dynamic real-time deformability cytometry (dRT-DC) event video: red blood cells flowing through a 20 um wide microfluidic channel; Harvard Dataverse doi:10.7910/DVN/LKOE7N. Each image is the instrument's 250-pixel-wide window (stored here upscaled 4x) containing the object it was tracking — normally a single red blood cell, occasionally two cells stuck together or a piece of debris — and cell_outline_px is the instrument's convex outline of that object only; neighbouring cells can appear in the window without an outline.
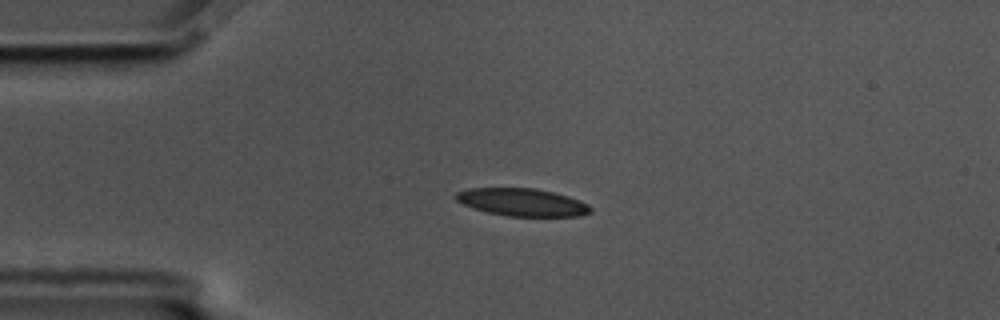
{"species": "common noctule bat (a hibernating species)", "species_latin": "Nyctalus noctula", "temperature_condition": "cold", "stored_images_in_passage": 45, "camera_frame_rate_fps": 3000, "um_per_image_px": 0.085, "animal": {"sex": "male", "body_mass_g": 17.5, "forearm_length_mm": 52.3}, "frame": {"image": 1, "passage_image": 1, "time_ms": 0.0, "image_size_px": [1000, 320], "cell_outline_px": [[592, 212], [580, 216], [508, 216], [488, 212], [472, 208], [456, 200], [456, 192], [468, 188], [536, 188], [568, 196], [580, 200], [588, 204], [592, 208]], "centroid_in_image_um": [44.41, 17.19], "position_along_channel_um": 40.6, "area_um2": 21.68}}
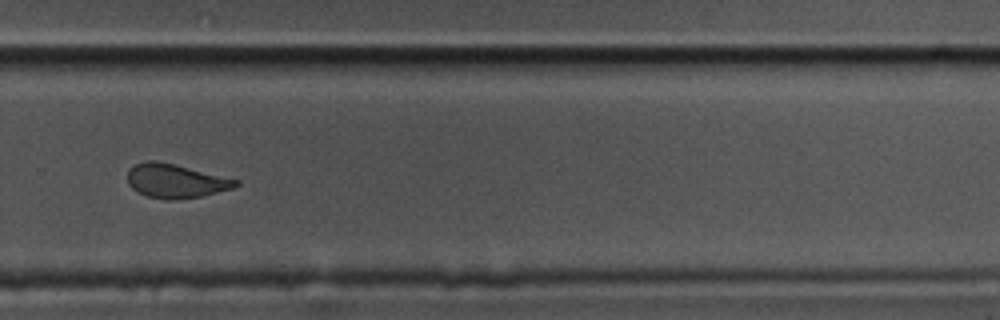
{"frame": {"image": 2, "passage_image": 27, "time_ms": 8.667, "image_size_px": [1000, 320], "cell_outline_px": [[240, 184], [232, 188], [200, 196], [172, 200], [168, 200], [148, 196], [136, 192], [128, 184], [128, 168], [136, 164], [148, 160], [156, 160], [240, 180]], "centroid_in_image_um": [14.89, 15.38], "position_along_channel_um": 314.9, "area_um2": 21.21}}
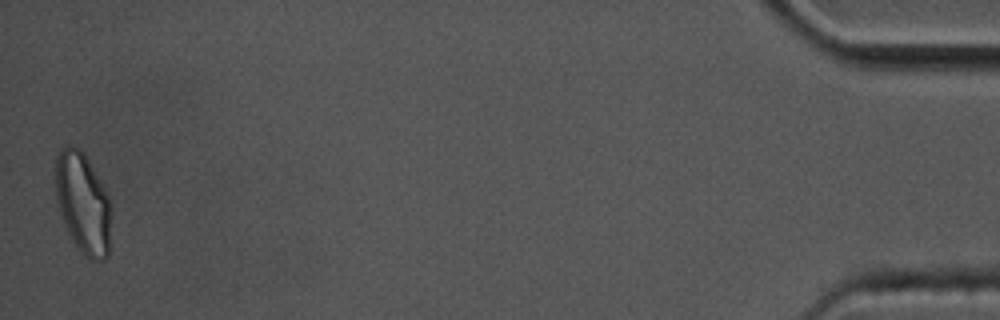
{"frame": {"image": 3, "passage_image": 45, "time_ms": 14.667, "image_size_px": [1000, 320], "cell_outline_px": [[112, 204], [108, 256], [104, 260], [92, 260], [72, 240], [68, 232], [60, 212], [56, 200], [56, 156], [68, 144], [72, 144], [80, 148], [84, 152], [104, 188]], "centroid_in_image_um": [7.07, 17.23], "position_along_channel_um": 428.1, "area_um2": 32.54}, "authors_computed_cell_mechanics": {"area_um2": 22.5998, "velocity_mm_per_s": 3.4479, "shape_relaxation_time_tau1_ms": 5.8844, "shape_relaxation_time_tau2_ms": 2.8905, "deformation_change_tau1": 0.1651, "deformation_change_tau2": 0.085}}